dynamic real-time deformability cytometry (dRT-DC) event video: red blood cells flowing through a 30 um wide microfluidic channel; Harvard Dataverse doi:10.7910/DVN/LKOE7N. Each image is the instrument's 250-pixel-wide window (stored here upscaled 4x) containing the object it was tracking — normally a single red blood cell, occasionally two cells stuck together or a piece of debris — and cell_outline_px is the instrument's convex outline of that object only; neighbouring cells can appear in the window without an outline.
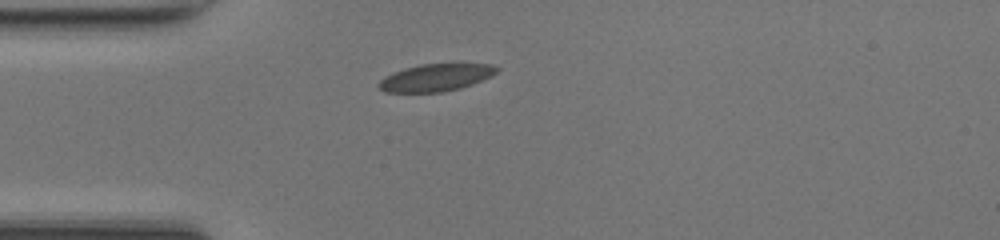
{"species": "common noctule bat (a hibernating species)", "species_latin": "Nyctalus noctula", "temperature_condition": "room temperature", "stored_images_in_passage": 37, "camera_frame_rate_fps": 3000, "um_per_image_px": 0.085, "animal": {"sex": "female", "body_mass_g": 17.0, "forearm_length_mm": 48.0}, "frame": {"image": 1, "passage_image": 1, "time_ms": 0.0, "image_size_px": [1000, 240], "cell_outline_px": [[500, 68], [492, 76], [472, 84], [460, 88], [444, 92], [384, 92], [376, 84], [384, 76], [392, 72], [404, 68], [420, 64], [492, 64]], "centroid_in_image_um": [37.02, 6.59], "position_along_channel_um": 48.0, "area_um2": 18.84}}
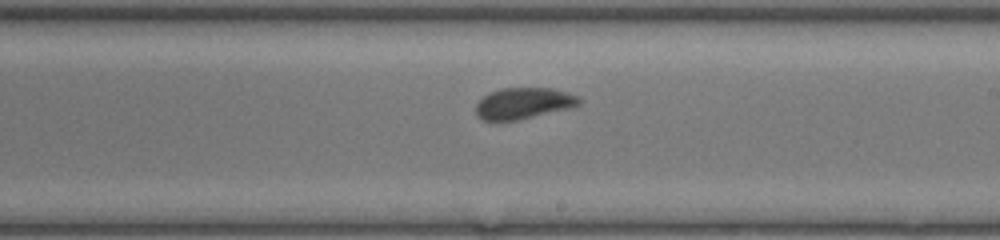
{"frame": {"image": 2, "passage_image": 16, "time_ms": 5.0, "image_size_px": [1000, 240], "cell_outline_px": [[580, 104], [572, 108], [516, 120], [480, 120], [476, 116], [476, 104], [484, 96], [492, 92], [504, 88], [552, 88], [576, 96], [580, 100]], "centroid_in_image_um": [44.48, 8.79], "position_along_channel_um": 244.5, "area_um2": 18.55}}
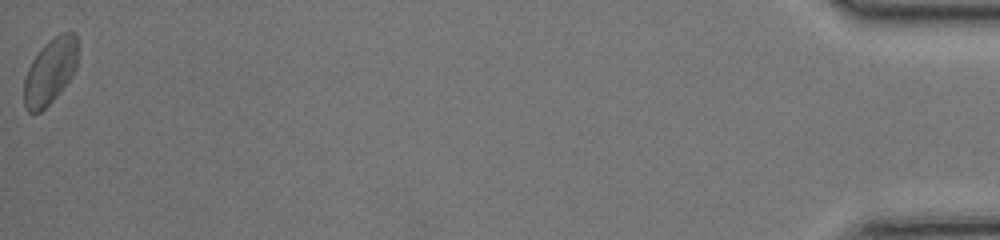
{"frame": {"image": 3, "passage_image": 37, "time_ms": 12.0, "image_size_px": [1000, 240], "cell_outline_px": [[76, 68], [72, 76], [56, 96], [40, 112], [28, 112], [24, 104], [24, 80], [28, 68], [32, 60], [40, 48], [48, 40], [60, 32], [76, 32]], "centroid_in_image_um": [4.25, 6.03], "position_along_channel_um": 431.0, "area_um2": 20.4}, "authors_computed_cell_mechanics": {"area_um2": 19.3052, "velocity_mm_per_s": 4.1896, "shape_relaxation_time_tau1_ms": 2.363, "shape_relaxation_time_tau2_ms": null, "deformation_change_tau1": 0.0682, "deformation_change_tau2": null}}